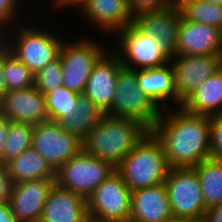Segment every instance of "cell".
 <instances>
[{
  "instance_id": "obj_33",
  "label": "cell",
  "mask_w": 222,
  "mask_h": 222,
  "mask_svg": "<svg viewBox=\"0 0 222 222\" xmlns=\"http://www.w3.org/2000/svg\"><path fill=\"white\" fill-rule=\"evenodd\" d=\"M132 16L159 11L176 4V0H128Z\"/></svg>"
},
{
  "instance_id": "obj_11",
  "label": "cell",
  "mask_w": 222,
  "mask_h": 222,
  "mask_svg": "<svg viewBox=\"0 0 222 222\" xmlns=\"http://www.w3.org/2000/svg\"><path fill=\"white\" fill-rule=\"evenodd\" d=\"M32 148L57 171L83 150V142L53 121L33 125Z\"/></svg>"
},
{
  "instance_id": "obj_4",
  "label": "cell",
  "mask_w": 222,
  "mask_h": 222,
  "mask_svg": "<svg viewBox=\"0 0 222 222\" xmlns=\"http://www.w3.org/2000/svg\"><path fill=\"white\" fill-rule=\"evenodd\" d=\"M169 169L163 146L151 131L116 168L131 192L164 183Z\"/></svg>"
},
{
  "instance_id": "obj_32",
  "label": "cell",
  "mask_w": 222,
  "mask_h": 222,
  "mask_svg": "<svg viewBox=\"0 0 222 222\" xmlns=\"http://www.w3.org/2000/svg\"><path fill=\"white\" fill-rule=\"evenodd\" d=\"M210 158L222 161V115L210 118Z\"/></svg>"
},
{
  "instance_id": "obj_24",
  "label": "cell",
  "mask_w": 222,
  "mask_h": 222,
  "mask_svg": "<svg viewBox=\"0 0 222 222\" xmlns=\"http://www.w3.org/2000/svg\"><path fill=\"white\" fill-rule=\"evenodd\" d=\"M76 105V112L70 118L63 119L59 124L62 129L75 135L83 142L104 113L83 94L77 98Z\"/></svg>"
},
{
  "instance_id": "obj_1",
  "label": "cell",
  "mask_w": 222,
  "mask_h": 222,
  "mask_svg": "<svg viewBox=\"0 0 222 222\" xmlns=\"http://www.w3.org/2000/svg\"><path fill=\"white\" fill-rule=\"evenodd\" d=\"M210 118L182 106L161 111L150 131L161 142L170 168H192L210 158Z\"/></svg>"
},
{
  "instance_id": "obj_5",
  "label": "cell",
  "mask_w": 222,
  "mask_h": 222,
  "mask_svg": "<svg viewBox=\"0 0 222 222\" xmlns=\"http://www.w3.org/2000/svg\"><path fill=\"white\" fill-rule=\"evenodd\" d=\"M115 86L112 107L105 114L137 119L151 129L162 110L139 88L137 70L122 67Z\"/></svg>"
},
{
  "instance_id": "obj_27",
  "label": "cell",
  "mask_w": 222,
  "mask_h": 222,
  "mask_svg": "<svg viewBox=\"0 0 222 222\" xmlns=\"http://www.w3.org/2000/svg\"><path fill=\"white\" fill-rule=\"evenodd\" d=\"M182 16L189 21L212 25L222 30V5L202 0H176Z\"/></svg>"
},
{
  "instance_id": "obj_3",
  "label": "cell",
  "mask_w": 222,
  "mask_h": 222,
  "mask_svg": "<svg viewBox=\"0 0 222 222\" xmlns=\"http://www.w3.org/2000/svg\"><path fill=\"white\" fill-rule=\"evenodd\" d=\"M21 23L5 32L0 43L35 75L59 58L65 39L51 28Z\"/></svg>"
},
{
  "instance_id": "obj_22",
  "label": "cell",
  "mask_w": 222,
  "mask_h": 222,
  "mask_svg": "<svg viewBox=\"0 0 222 222\" xmlns=\"http://www.w3.org/2000/svg\"><path fill=\"white\" fill-rule=\"evenodd\" d=\"M182 107L192 114L222 115V67L204 80L182 103Z\"/></svg>"
},
{
  "instance_id": "obj_14",
  "label": "cell",
  "mask_w": 222,
  "mask_h": 222,
  "mask_svg": "<svg viewBox=\"0 0 222 222\" xmlns=\"http://www.w3.org/2000/svg\"><path fill=\"white\" fill-rule=\"evenodd\" d=\"M123 67L119 57L110 49L94 65L82 93L105 114L111 107L116 91V80Z\"/></svg>"
},
{
  "instance_id": "obj_19",
  "label": "cell",
  "mask_w": 222,
  "mask_h": 222,
  "mask_svg": "<svg viewBox=\"0 0 222 222\" xmlns=\"http://www.w3.org/2000/svg\"><path fill=\"white\" fill-rule=\"evenodd\" d=\"M39 222H90L87 200L55 183Z\"/></svg>"
},
{
  "instance_id": "obj_10",
  "label": "cell",
  "mask_w": 222,
  "mask_h": 222,
  "mask_svg": "<svg viewBox=\"0 0 222 222\" xmlns=\"http://www.w3.org/2000/svg\"><path fill=\"white\" fill-rule=\"evenodd\" d=\"M164 183L173 217L200 221L207 209L195 170L170 168Z\"/></svg>"
},
{
  "instance_id": "obj_26",
  "label": "cell",
  "mask_w": 222,
  "mask_h": 222,
  "mask_svg": "<svg viewBox=\"0 0 222 222\" xmlns=\"http://www.w3.org/2000/svg\"><path fill=\"white\" fill-rule=\"evenodd\" d=\"M81 94L60 86L45 97V108L48 120L60 123L65 118H70L77 110L76 100Z\"/></svg>"
},
{
  "instance_id": "obj_18",
  "label": "cell",
  "mask_w": 222,
  "mask_h": 222,
  "mask_svg": "<svg viewBox=\"0 0 222 222\" xmlns=\"http://www.w3.org/2000/svg\"><path fill=\"white\" fill-rule=\"evenodd\" d=\"M177 55L222 54V30L186 20L183 16L176 41Z\"/></svg>"
},
{
  "instance_id": "obj_31",
  "label": "cell",
  "mask_w": 222,
  "mask_h": 222,
  "mask_svg": "<svg viewBox=\"0 0 222 222\" xmlns=\"http://www.w3.org/2000/svg\"><path fill=\"white\" fill-rule=\"evenodd\" d=\"M20 2L21 0H0V36L17 25L19 21L17 18L22 16L19 13Z\"/></svg>"
},
{
  "instance_id": "obj_23",
  "label": "cell",
  "mask_w": 222,
  "mask_h": 222,
  "mask_svg": "<svg viewBox=\"0 0 222 222\" xmlns=\"http://www.w3.org/2000/svg\"><path fill=\"white\" fill-rule=\"evenodd\" d=\"M13 184L34 180H55L56 171L36 150L30 148L6 163Z\"/></svg>"
},
{
  "instance_id": "obj_7",
  "label": "cell",
  "mask_w": 222,
  "mask_h": 222,
  "mask_svg": "<svg viewBox=\"0 0 222 222\" xmlns=\"http://www.w3.org/2000/svg\"><path fill=\"white\" fill-rule=\"evenodd\" d=\"M90 222H127L131 214V190L115 170L86 199Z\"/></svg>"
},
{
  "instance_id": "obj_34",
  "label": "cell",
  "mask_w": 222,
  "mask_h": 222,
  "mask_svg": "<svg viewBox=\"0 0 222 222\" xmlns=\"http://www.w3.org/2000/svg\"><path fill=\"white\" fill-rule=\"evenodd\" d=\"M12 185L6 164L0 162V203L9 202Z\"/></svg>"
},
{
  "instance_id": "obj_2",
  "label": "cell",
  "mask_w": 222,
  "mask_h": 222,
  "mask_svg": "<svg viewBox=\"0 0 222 222\" xmlns=\"http://www.w3.org/2000/svg\"><path fill=\"white\" fill-rule=\"evenodd\" d=\"M149 131L137 119L104 114L83 141V150L117 168Z\"/></svg>"
},
{
  "instance_id": "obj_28",
  "label": "cell",
  "mask_w": 222,
  "mask_h": 222,
  "mask_svg": "<svg viewBox=\"0 0 222 222\" xmlns=\"http://www.w3.org/2000/svg\"><path fill=\"white\" fill-rule=\"evenodd\" d=\"M3 77L7 91L34 86V74L3 46Z\"/></svg>"
},
{
  "instance_id": "obj_9",
  "label": "cell",
  "mask_w": 222,
  "mask_h": 222,
  "mask_svg": "<svg viewBox=\"0 0 222 222\" xmlns=\"http://www.w3.org/2000/svg\"><path fill=\"white\" fill-rule=\"evenodd\" d=\"M115 170L109 162L81 150L56 171L55 182L60 187L87 199Z\"/></svg>"
},
{
  "instance_id": "obj_38",
  "label": "cell",
  "mask_w": 222,
  "mask_h": 222,
  "mask_svg": "<svg viewBox=\"0 0 222 222\" xmlns=\"http://www.w3.org/2000/svg\"><path fill=\"white\" fill-rule=\"evenodd\" d=\"M84 0H53L52 1V5L54 6V8L59 9V8H63L65 9V7H75L76 8L83 2Z\"/></svg>"
},
{
  "instance_id": "obj_37",
  "label": "cell",
  "mask_w": 222,
  "mask_h": 222,
  "mask_svg": "<svg viewBox=\"0 0 222 222\" xmlns=\"http://www.w3.org/2000/svg\"><path fill=\"white\" fill-rule=\"evenodd\" d=\"M0 222H18L10 208L9 202L0 203Z\"/></svg>"
},
{
  "instance_id": "obj_35",
  "label": "cell",
  "mask_w": 222,
  "mask_h": 222,
  "mask_svg": "<svg viewBox=\"0 0 222 222\" xmlns=\"http://www.w3.org/2000/svg\"><path fill=\"white\" fill-rule=\"evenodd\" d=\"M9 133V120L0 114V162L4 164V148Z\"/></svg>"
},
{
  "instance_id": "obj_21",
  "label": "cell",
  "mask_w": 222,
  "mask_h": 222,
  "mask_svg": "<svg viewBox=\"0 0 222 222\" xmlns=\"http://www.w3.org/2000/svg\"><path fill=\"white\" fill-rule=\"evenodd\" d=\"M139 88L160 109H167V100L178 107V96L175 90L174 70L170 62L158 68L137 70Z\"/></svg>"
},
{
  "instance_id": "obj_29",
  "label": "cell",
  "mask_w": 222,
  "mask_h": 222,
  "mask_svg": "<svg viewBox=\"0 0 222 222\" xmlns=\"http://www.w3.org/2000/svg\"><path fill=\"white\" fill-rule=\"evenodd\" d=\"M33 125L9 121V133L4 148V164L32 148Z\"/></svg>"
},
{
  "instance_id": "obj_40",
  "label": "cell",
  "mask_w": 222,
  "mask_h": 222,
  "mask_svg": "<svg viewBox=\"0 0 222 222\" xmlns=\"http://www.w3.org/2000/svg\"><path fill=\"white\" fill-rule=\"evenodd\" d=\"M164 222H200L197 220H192V219H186V218H179V217H172Z\"/></svg>"
},
{
  "instance_id": "obj_30",
  "label": "cell",
  "mask_w": 222,
  "mask_h": 222,
  "mask_svg": "<svg viewBox=\"0 0 222 222\" xmlns=\"http://www.w3.org/2000/svg\"><path fill=\"white\" fill-rule=\"evenodd\" d=\"M34 86L43 94L63 86L61 59L49 63L34 75Z\"/></svg>"
},
{
  "instance_id": "obj_6",
  "label": "cell",
  "mask_w": 222,
  "mask_h": 222,
  "mask_svg": "<svg viewBox=\"0 0 222 222\" xmlns=\"http://www.w3.org/2000/svg\"><path fill=\"white\" fill-rule=\"evenodd\" d=\"M84 37L76 41L65 39L59 54L63 86L79 94L84 92L94 65L110 49Z\"/></svg>"
},
{
  "instance_id": "obj_8",
  "label": "cell",
  "mask_w": 222,
  "mask_h": 222,
  "mask_svg": "<svg viewBox=\"0 0 222 222\" xmlns=\"http://www.w3.org/2000/svg\"><path fill=\"white\" fill-rule=\"evenodd\" d=\"M112 51L123 67L133 70L158 68L169 61L161 54L159 40L141 32L133 23L117 31ZM114 47V48H113Z\"/></svg>"
},
{
  "instance_id": "obj_39",
  "label": "cell",
  "mask_w": 222,
  "mask_h": 222,
  "mask_svg": "<svg viewBox=\"0 0 222 222\" xmlns=\"http://www.w3.org/2000/svg\"><path fill=\"white\" fill-rule=\"evenodd\" d=\"M3 75V45L0 43V99L7 92V87Z\"/></svg>"
},
{
  "instance_id": "obj_41",
  "label": "cell",
  "mask_w": 222,
  "mask_h": 222,
  "mask_svg": "<svg viewBox=\"0 0 222 222\" xmlns=\"http://www.w3.org/2000/svg\"><path fill=\"white\" fill-rule=\"evenodd\" d=\"M205 2H208L210 4H221L222 5V0H202Z\"/></svg>"
},
{
  "instance_id": "obj_16",
  "label": "cell",
  "mask_w": 222,
  "mask_h": 222,
  "mask_svg": "<svg viewBox=\"0 0 222 222\" xmlns=\"http://www.w3.org/2000/svg\"><path fill=\"white\" fill-rule=\"evenodd\" d=\"M84 20L97 27L99 33L114 35L133 23L128 0H84L78 8Z\"/></svg>"
},
{
  "instance_id": "obj_15",
  "label": "cell",
  "mask_w": 222,
  "mask_h": 222,
  "mask_svg": "<svg viewBox=\"0 0 222 222\" xmlns=\"http://www.w3.org/2000/svg\"><path fill=\"white\" fill-rule=\"evenodd\" d=\"M0 114L10 122L35 125L48 121L45 97L35 86L7 91L0 99Z\"/></svg>"
},
{
  "instance_id": "obj_17",
  "label": "cell",
  "mask_w": 222,
  "mask_h": 222,
  "mask_svg": "<svg viewBox=\"0 0 222 222\" xmlns=\"http://www.w3.org/2000/svg\"><path fill=\"white\" fill-rule=\"evenodd\" d=\"M55 180H34L12 185L10 208L19 222H39Z\"/></svg>"
},
{
  "instance_id": "obj_25",
  "label": "cell",
  "mask_w": 222,
  "mask_h": 222,
  "mask_svg": "<svg viewBox=\"0 0 222 222\" xmlns=\"http://www.w3.org/2000/svg\"><path fill=\"white\" fill-rule=\"evenodd\" d=\"M192 168L197 173L206 209L222 203V161L209 158Z\"/></svg>"
},
{
  "instance_id": "obj_20",
  "label": "cell",
  "mask_w": 222,
  "mask_h": 222,
  "mask_svg": "<svg viewBox=\"0 0 222 222\" xmlns=\"http://www.w3.org/2000/svg\"><path fill=\"white\" fill-rule=\"evenodd\" d=\"M165 183L131 192V222H164L172 218Z\"/></svg>"
},
{
  "instance_id": "obj_12",
  "label": "cell",
  "mask_w": 222,
  "mask_h": 222,
  "mask_svg": "<svg viewBox=\"0 0 222 222\" xmlns=\"http://www.w3.org/2000/svg\"><path fill=\"white\" fill-rule=\"evenodd\" d=\"M170 64L174 70L178 107L199 88L200 84L222 67V54L176 55Z\"/></svg>"
},
{
  "instance_id": "obj_13",
  "label": "cell",
  "mask_w": 222,
  "mask_h": 222,
  "mask_svg": "<svg viewBox=\"0 0 222 222\" xmlns=\"http://www.w3.org/2000/svg\"><path fill=\"white\" fill-rule=\"evenodd\" d=\"M182 13L176 4L169 8L138 14L133 24L144 34L159 40L161 54L170 62L177 55L176 41Z\"/></svg>"
},
{
  "instance_id": "obj_36",
  "label": "cell",
  "mask_w": 222,
  "mask_h": 222,
  "mask_svg": "<svg viewBox=\"0 0 222 222\" xmlns=\"http://www.w3.org/2000/svg\"><path fill=\"white\" fill-rule=\"evenodd\" d=\"M200 222H222V203L208 208Z\"/></svg>"
}]
</instances>
